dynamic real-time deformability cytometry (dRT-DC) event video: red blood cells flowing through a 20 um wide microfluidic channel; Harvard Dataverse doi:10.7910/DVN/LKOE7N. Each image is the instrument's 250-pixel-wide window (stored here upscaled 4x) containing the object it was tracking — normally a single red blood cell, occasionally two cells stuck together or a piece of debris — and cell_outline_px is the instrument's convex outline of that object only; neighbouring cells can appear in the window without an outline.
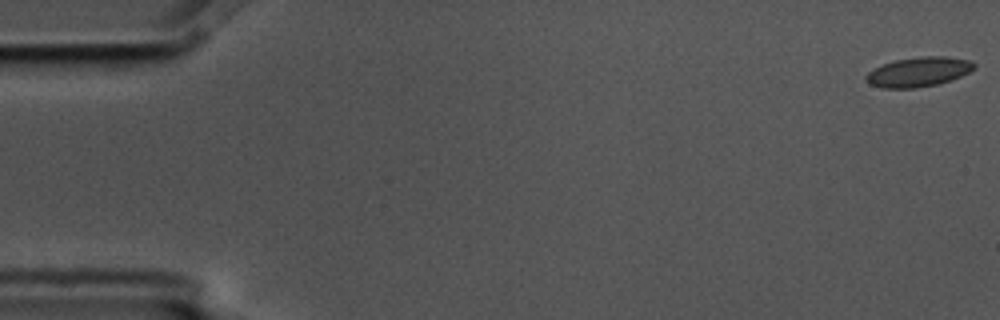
{"species": "common noctule bat (a hibernating species)", "species_latin": "Nyctalus noctula", "temperature_condition": "cold", "stored_images_in_passage": 6, "camera_frame_rate_fps": 3000, "um_per_image_px": 0.085, "animal": {"sex": "male", "body_mass_g": 17.5, "forearm_length_mm": 52.3}, "frame": {"image": 1, "passage_image": 1, "time_ms": 0.0, "image_size_px": [1000, 320], "cell_outline_px": [[976, 68], [960, 76], [936, 84], [916, 88], [880, 88], [868, 84], [864, 80], [864, 76], [868, 72], [884, 64], [896, 60], [920, 56], [944, 56], [968, 60], [976, 64]], "centroid_in_image_um": [78.03, 6.11], "position_along_channel_um": 7.0, "area_um2": 18.55}}
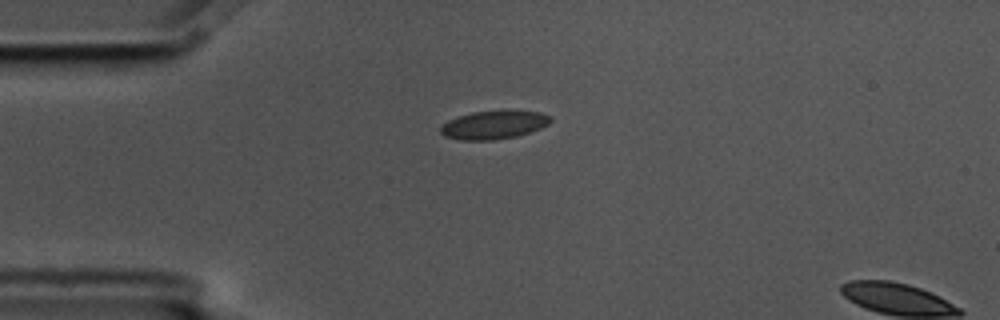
{"frame": {"image": 2, "passage_image": 5, "time_ms": 1.333, "image_size_px": [1000, 320], "cell_outline_px": [[552, 120], [548, 124], [540, 128], [516, 136], [492, 140], [460, 140], [444, 136], [440, 132], [440, 128], [448, 120], [472, 112], [540, 112], [548, 116]], "centroid_in_image_um": [41.92, 10.64], "position_along_channel_um": 43.1, "area_um2": 17.51}}